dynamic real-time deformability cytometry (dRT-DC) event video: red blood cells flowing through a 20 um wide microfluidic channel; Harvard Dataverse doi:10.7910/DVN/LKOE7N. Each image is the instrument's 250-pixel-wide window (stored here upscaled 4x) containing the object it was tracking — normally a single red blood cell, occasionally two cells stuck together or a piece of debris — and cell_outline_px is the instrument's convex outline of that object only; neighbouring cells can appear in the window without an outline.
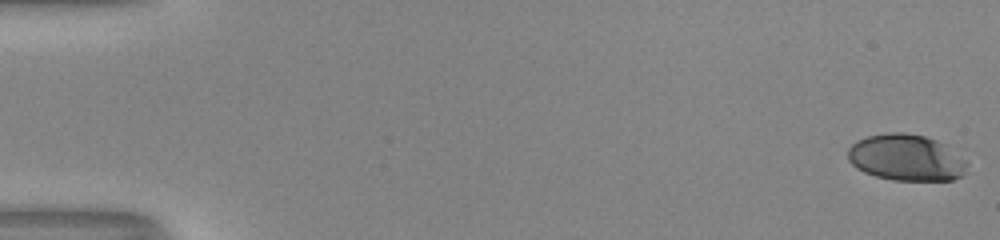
{"species": "human", "species_latin": "Homo sapiens", "temperature_condition": "room temperature", "stored_images_in_passage": 53, "camera_frame_rate_fps": 3000, "um_per_image_px": 0.085, "donor": {"sex": "male"}, "frame": {"image": 1, "passage_image": 1, "time_ms": 0.0, "image_size_px": [1000, 240], "cell_outline_px": [[968, 164], [964, 172], [960, 176], [952, 180], [892, 180], [876, 176], [864, 172], [856, 168], [848, 160], [848, 148], [856, 140], [868, 136], [888, 132], [904, 132], [924, 136], [948, 144]], "centroid_in_image_um": [77.01, 13.39], "position_along_channel_um": 8.0, "area_um2": 32.37}}
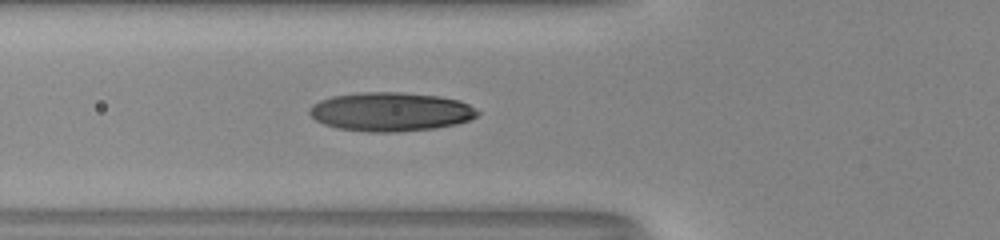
{"frame": {"image": 2, "passage_image": 21, "time_ms": 6.667, "image_size_px": [1000, 240], "cell_outline_px": [[480, 112], [476, 116], [468, 120], [456, 124], [436, 128], [400, 132], [368, 132], [336, 128], [324, 124], [316, 120], [308, 112], [308, 108], [312, 104], [320, 100], [332, 96], [360, 92], [400, 92], [440, 96], [460, 100], [468, 104]], "centroid_in_image_um": [33.18, 9.5], "position_along_channel_um": 92.6, "area_um2": 38.32}}
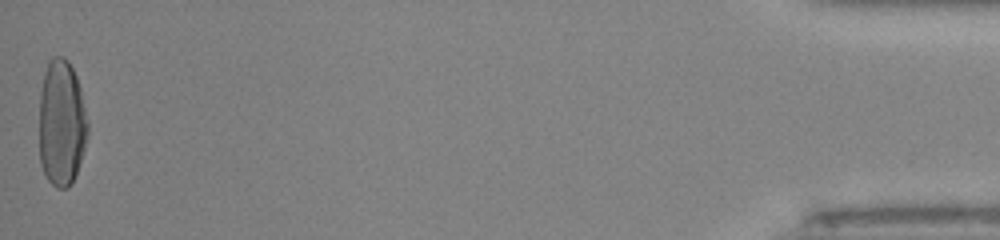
{"frame": {"image": 3, "passage_image": 53, "time_ms": 17.333, "image_size_px": [1000, 240], "cell_outline_px": [[88, 132], [84, 148], [72, 184], [68, 188], [56, 188], [48, 180], [40, 164], [40, 92], [44, 72], [48, 60], [52, 56], [64, 56], [68, 60], [76, 76], [80, 88], [88, 120]], "centroid_in_image_um": [5.23, 10.44], "position_along_channel_um": 430.0, "area_um2": 35.89}, "authors_computed_cell_mechanics": {"area_um2": 35.547, "velocity_mm_per_s": 4.0611, "shape_relaxation_time_tau1_ms": 10.1502, "shape_relaxation_time_tau2_ms": 0.81, "deformation_change_tau1": 0.3404, "deformation_change_tau2": 0.0683}}